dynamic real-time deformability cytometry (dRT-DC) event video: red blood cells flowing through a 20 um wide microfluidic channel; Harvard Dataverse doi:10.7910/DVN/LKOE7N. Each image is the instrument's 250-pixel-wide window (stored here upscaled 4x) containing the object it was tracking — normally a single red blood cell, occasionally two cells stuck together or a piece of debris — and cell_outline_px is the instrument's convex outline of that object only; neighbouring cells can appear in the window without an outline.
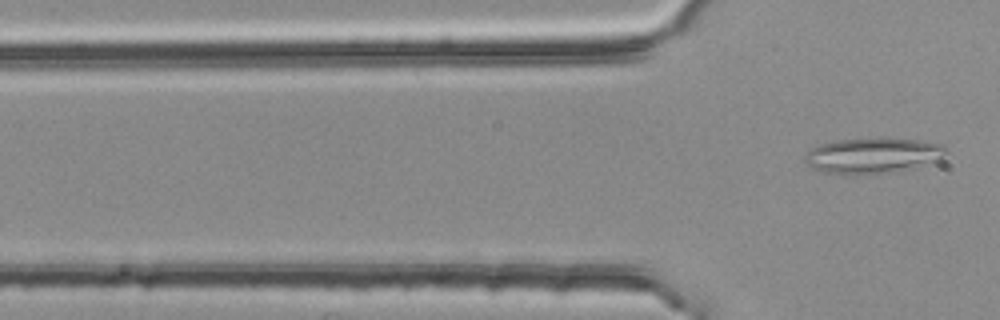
{"species": "common noctule bat (a hibernating species)", "species_latin": "Nyctalus noctula", "temperature_condition": "room temperature", "stored_images_in_passage": 4, "segment_of_instrument_passage": [2, 2], "camera_frame_rate_fps": 3000, "um_per_image_px": 0.085, "animal": {"sex": "female", "body_mass_g": 25.1}, "frame": {"image": 1, "passage_image": 4, "time_ms": 1.0, "image_size_px": [1000, 320], "cell_outline_px": [[948, 152], [944, 156], [936, 160], [912, 168], [896, 172], [856, 176], [844, 176], [820, 172], [812, 168], [804, 160], [804, 156], [812, 148], [820, 144], [836, 140], [880, 136], [920, 140], [940, 144]], "centroid_in_image_um": [74.13, 13.23], "position_along_channel_um": 51.7, "area_um2": 30.23}}